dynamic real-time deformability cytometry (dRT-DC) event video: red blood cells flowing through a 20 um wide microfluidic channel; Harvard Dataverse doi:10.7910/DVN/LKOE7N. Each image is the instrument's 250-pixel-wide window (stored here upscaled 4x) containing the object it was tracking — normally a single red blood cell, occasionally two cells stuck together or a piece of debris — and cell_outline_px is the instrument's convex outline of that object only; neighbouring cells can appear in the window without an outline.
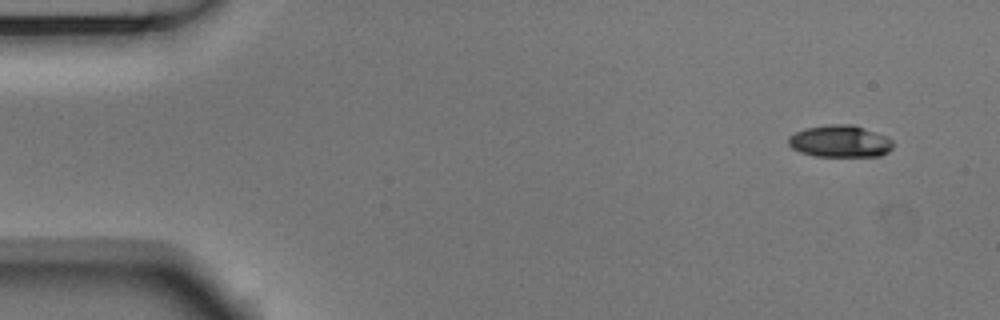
{"species": "Egyptian fruit bat (a non-hibernating species)", "species_latin": "Rousettus aegyptiacus", "temperature_condition": "room temperature", "stored_images_in_passage": 9, "camera_frame_rate_fps": 3000, "um_per_image_px": 0.085, "animal": {"sex": "male"}, "frame": {"image": 1, "passage_image": 1, "time_ms": 0.0, "image_size_px": [1000, 320], "cell_outline_px": [[892, 148], [888, 152], [880, 156], [816, 156], [800, 152], [792, 148], [788, 144], [788, 136], [804, 128], [828, 124], [852, 124], [888, 136], [892, 140]], "centroid_in_image_um": [71.4, 12.0], "position_along_channel_um": 13.6, "area_um2": 19.65}}
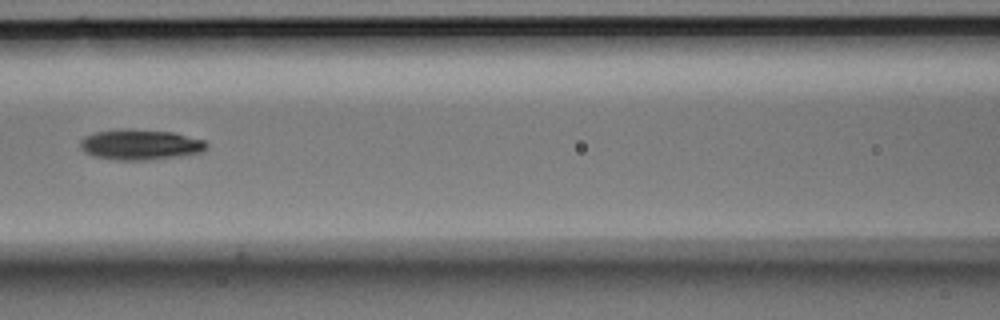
{"frame": {"image": 2, "passage_image": 6, "time_ms": 1.667, "image_size_px": [1000, 320], "cell_outline_px": [[208, 148], [200, 152], [180, 156], [144, 160], [112, 160], [92, 156], [84, 152], [80, 148], [80, 140], [84, 136], [96, 132], [124, 128], [172, 132], [204, 140], [208, 144]], "centroid_in_image_um": [11.88, 12.29], "position_along_channel_um": 154.7, "area_um2": 22.54}}
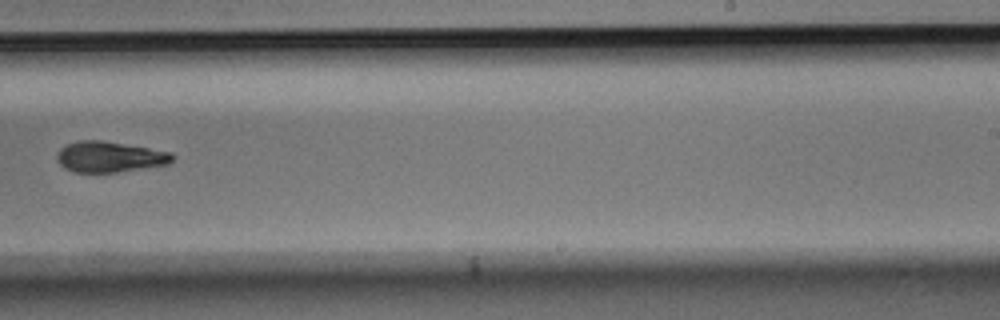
{"frame": {"image": 3, "passage_image": 9, "time_ms": 2.667, "image_size_px": [1000, 320], "cell_outline_px": [[176, 156], [168, 164], [116, 172], [76, 172], [64, 168], [56, 160], [56, 156], [60, 148], [68, 144], [80, 140], [100, 140], [172, 152]], "centroid_in_image_um": [9.3, 13.33], "position_along_channel_um": 279.7, "area_um2": 20.52}}